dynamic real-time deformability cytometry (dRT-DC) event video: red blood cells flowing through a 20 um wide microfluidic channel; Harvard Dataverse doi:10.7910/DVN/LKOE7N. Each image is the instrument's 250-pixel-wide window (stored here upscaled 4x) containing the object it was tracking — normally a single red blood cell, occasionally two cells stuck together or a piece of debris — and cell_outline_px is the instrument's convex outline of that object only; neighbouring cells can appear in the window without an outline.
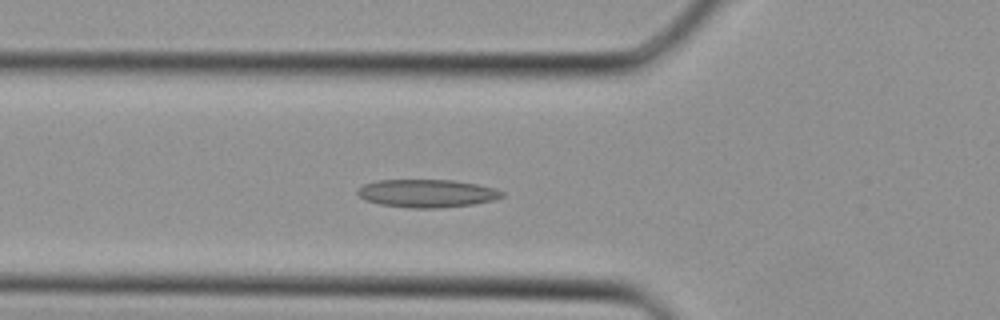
{"species": "Egyptian fruit bat (a non-hibernating species)", "species_latin": "Rousettus aegyptiacus", "temperature_condition": "cold", "stored_images_in_passage": 27, "camera_frame_rate_fps": 3000, "um_per_image_px": 0.085, "animal": {"sex": "female"}, "frame": {"image": 1, "passage_image": 3, "time_ms": 0.667, "image_size_px": [1000, 320], "cell_outline_px": [[504, 196], [496, 200], [472, 204], [440, 208], [408, 208], [380, 204], [364, 200], [356, 192], [364, 184], [376, 180], [452, 180], [476, 184], [496, 188], [504, 192]], "centroid_in_image_um": [36.31, 16.44], "position_along_channel_um": 89.5, "area_um2": 23.64}}
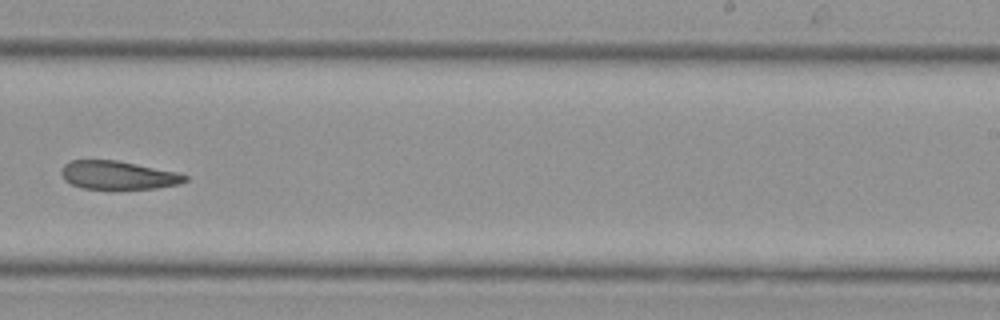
{"frame": {"image": 2, "passage_image": 13, "time_ms": 4.0, "image_size_px": [1000, 320], "cell_outline_px": [[188, 180], [180, 184], [156, 188], [80, 188], [64, 180], [60, 172], [64, 164], [72, 160], [116, 160], [176, 172], [188, 176]], "centroid_in_image_um": [10.02, 14.88], "position_along_channel_um": 279.0, "area_um2": 20.23}}
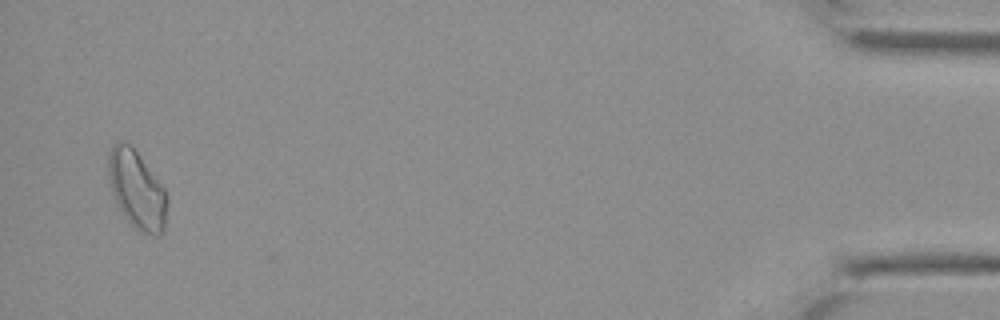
{"frame": {"image": 3, "passage_image": 25, "time_ms": 8.0, "image_size_px": [1000, 320], "cell_outline_px": [[168, 200], [164, 228], [160, 236], [156, 236], [140, 232], [124, 216], [112, 192], [108, 176], [108, 156], [112, 148], [120, 140], [128, 144], [140, 156], [164, 188], [168, 196]], "centroid_in_image_um": [11.65, 16.16], "position_along_channel_um": 423.5, "area_um2": 26.36}}